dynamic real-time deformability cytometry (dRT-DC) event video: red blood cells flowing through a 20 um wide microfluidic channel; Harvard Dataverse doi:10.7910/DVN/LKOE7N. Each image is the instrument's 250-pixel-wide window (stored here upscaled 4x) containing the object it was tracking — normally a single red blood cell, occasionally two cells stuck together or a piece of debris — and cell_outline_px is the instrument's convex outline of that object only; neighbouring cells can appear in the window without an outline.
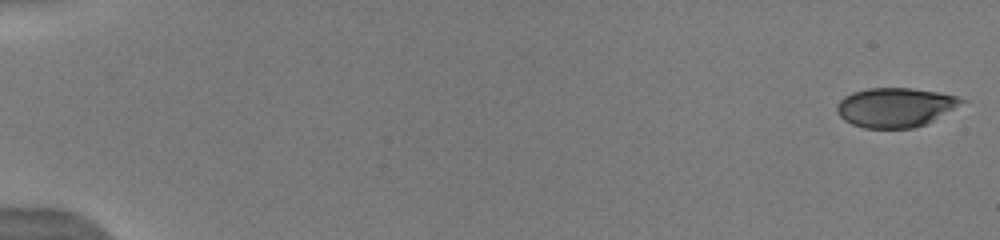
{"species": "human", "species_latin": "Homo sapiens", "temperature_condition": "warm", "stored_images_in_passage": 55, "camera_frame_rate_fps": 3000, "um_per_image_px": 0.085, "donor": {"sex": "male"}, "frame": {"image": 1, "passage_image": 1, "time_ms": 0.0, "image_size_px": [1000, 240], "cell_outline_px": [[968, 100], [932, 120], [924, 124], [912, 128], [864, 128], [852, 124], [844, 120], [836, 112], [836, 104], [844, 96], [852, 92], [868, 88], [912, 88], [940, 92], [956, 96]], "centroid_in_image_um": [76.05, 9.11], "position_along_channel_um": 8.9, "area_um2": 28.5}}
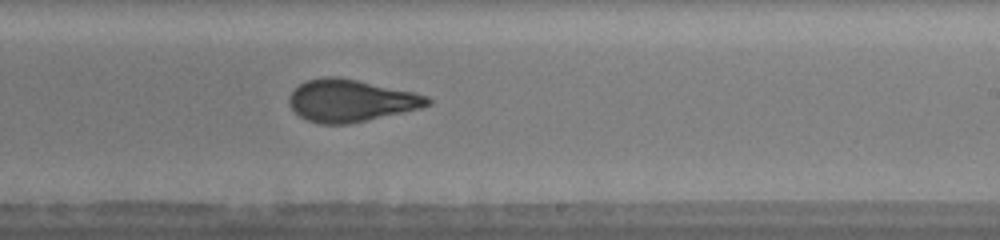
{"frame": {"image": 2, "passage_image": 34, "time_ms": 10.667, "image_size_px": [1000, 240], "cell_outline_px": [[432, 104], [420, 108], [348, 124], [320, 124], [308, 120], [300, 116], [288, 104], [288, 96], [300, 84], [308, 80], [320, 76], [336, 76], [356, 80], [412, 92], [428, 96], [432, 100]], "centroid_in_image_um": [29.79, 8.55], "position_along_channel_um": 259.2, "area_um2": 33.7}}
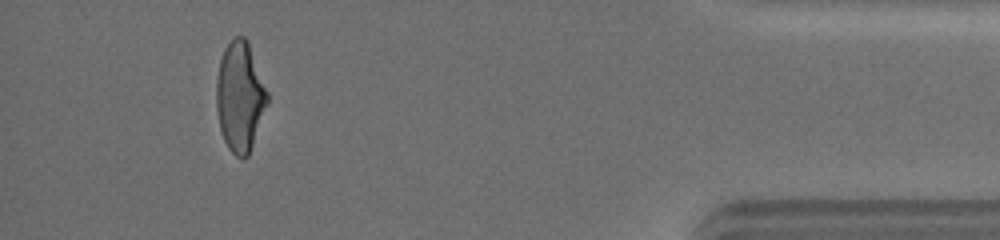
{"frame": {"image": 3, "passage_image": 51, "time_ms": 15.667, "image_size_px": [1000, 240], "cell_outline_px": [[268, 104], [248, 156], [244, 160], [236, 156], [228, 148], [224, 140], [220, 128], [216, 108], [216, 80], [220, 60], [224, 48], [236, 36], [244, 36], [248, 40], [268, 92]], "centroid_in_image_um": [20.4, 8.22], "position_along_channel_um": 414.8, "area_um2": 32.77}, "authors_computed_cell_mechanics": {"area_um2": 32.657, "velocity_mm_per_s": 4.0593, "shape_relaxation_time_tau1_ms": 5.7736, "shape_relaxation_time_tau2_ms": 1.0806, "deformation_change_tau1": 0.2104, "deformation_change_tau2": 0.0808}}